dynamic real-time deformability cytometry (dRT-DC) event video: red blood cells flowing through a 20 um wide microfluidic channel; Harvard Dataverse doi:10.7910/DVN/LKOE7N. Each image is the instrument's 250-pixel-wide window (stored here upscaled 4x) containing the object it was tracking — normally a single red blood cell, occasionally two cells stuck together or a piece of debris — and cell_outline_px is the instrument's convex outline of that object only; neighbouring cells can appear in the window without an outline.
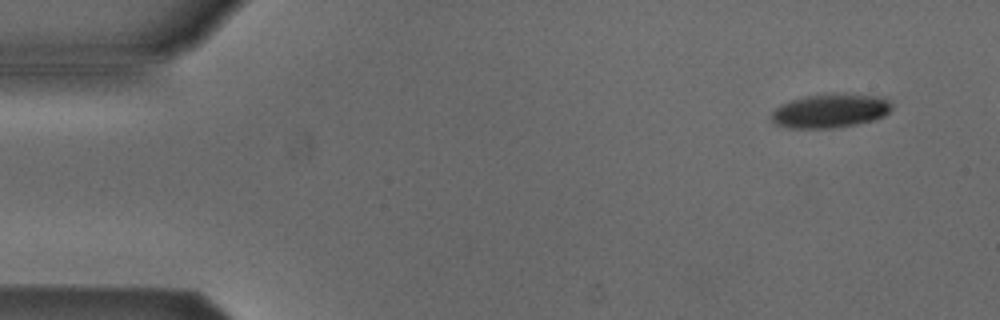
{"species": "Egyptian fruit bat (a non-hibernating species)", "species_latin": "Rousettus aegyptiacus", "temperature_condition": "cold", "stored_images_in_passage": 5, "camera_frame_rate_fps": 3000, "um_per_image_px": 0.085, "animal": {"sex": "male"}, "frame": {"image": 1, "passage_image": 1, "time_ms": 0.0, "image_size_px": [1000, 320], "cell_outline_px": [[892, 108], [884, 116], [872, 120], [856, 124], [836, 128], [788, 128], [776, 124], [772, 120], [772, 112], [780, 104], [792, 100], [808, 96], [832, 92], [884, 96], [892, 104]], "centroid_in_image_um": [70.6, 9.4], "position_along_channel_um": 14.4, "area_um2": 24.04}}
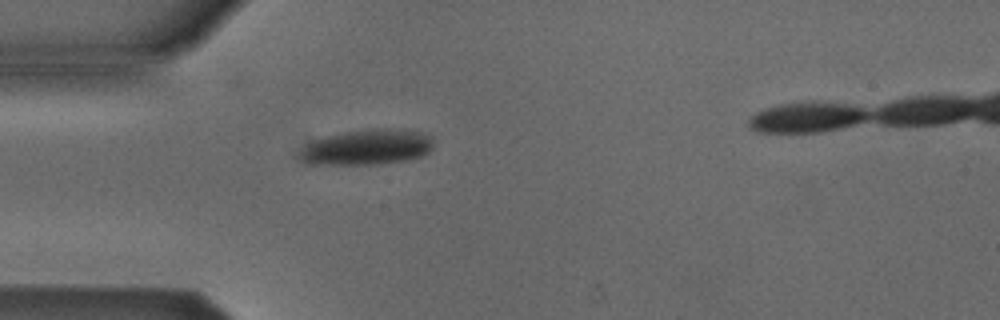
{"frame": {"image": 2, "passage_image": 4, "time_ms": 3.667, "image_size_px": [1000, 320], "cell_outline_px": [[432, 148], [428, 152], [420, 156], [404, 160], [380, 164], [308, 164], [300, 156], [300, 152], [312, 140], [344, 132], [372, 128], [404, 128], [420, 132], [432, 136]], "centroid_in_image_um": [31.25, 12.49], "position_along_channel_um": 53.8, "area_um2": 27.51}}